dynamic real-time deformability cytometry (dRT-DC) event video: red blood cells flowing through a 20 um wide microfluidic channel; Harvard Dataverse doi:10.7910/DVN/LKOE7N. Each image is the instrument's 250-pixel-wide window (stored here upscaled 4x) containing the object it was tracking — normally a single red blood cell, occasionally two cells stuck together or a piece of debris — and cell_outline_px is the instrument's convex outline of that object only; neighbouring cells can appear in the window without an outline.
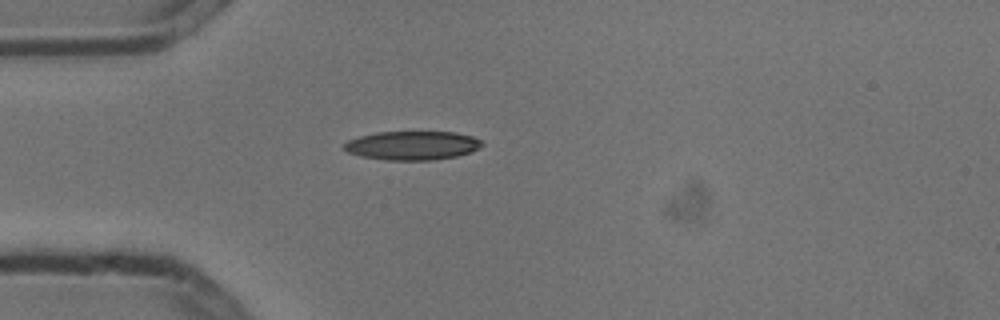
{"species": "common noctule bat (a hibernating species)", "species_latin": "Nyctalus noctula", "temperature_condition": "cold", "stored_images_in_passage": 2, "camera_frame_rate_fps": 3000, "um_per_image_px": 0.085, "animal": {"sex": "male", "body_mass_g": 13.3}, "frame": {"image": 1, "passage_image": 2, "time_ms": 0.333, "image_size_px": [1000, 320], "cell_outline_px": [[484, 144], [472, 152], [456, 156], [432, 160], [384, 160], [360, 156], [348, 152], [344, 148], [344, 144], [348, 140], [360, 136], [376, 132], [456, 132], [472, 136], [480, 140]], "centroid_in_image_um": [35.05, 12.37], "position_along_channel_um": 50.0, "area_um2": 23.18}}